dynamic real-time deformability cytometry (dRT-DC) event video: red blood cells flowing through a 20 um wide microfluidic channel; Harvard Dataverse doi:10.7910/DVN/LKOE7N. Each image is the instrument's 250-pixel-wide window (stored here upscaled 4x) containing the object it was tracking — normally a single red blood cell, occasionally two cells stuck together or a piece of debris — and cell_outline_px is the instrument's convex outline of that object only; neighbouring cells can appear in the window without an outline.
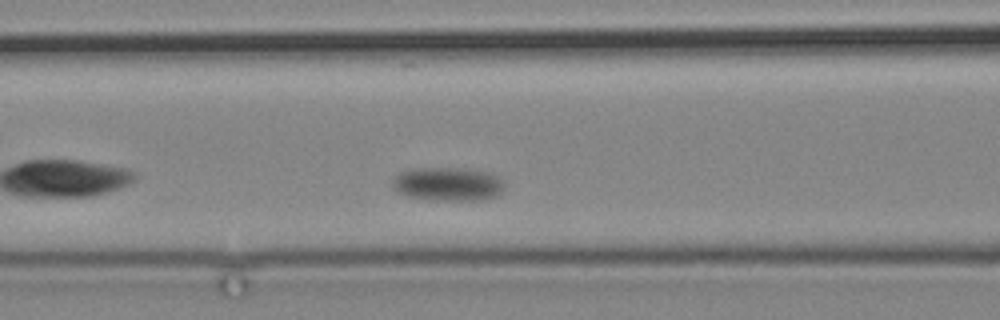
{"species": "common noctule bat (a hibernating species)", "species_latin": "Nyctalus noctula", "temperature_condition": "cold", "stored_images_in_passage": 5, "camera_frame_rate_fps": 3000, "um_per_image_px": 0.085, "animal": {"sex": "male", "body_mass_g": 19.2, "forearm_length_mm": 51.8}, "frame": {"image": 1, "passage_image": 3, "time_ms": 2.333, "image_size_px": [1000, 320], "cell_outline_px": [[504, 188], [496, 196], [480, 200], [428, 200], [404, 196], [396, 192], [392, 184], [392, 180], [400, 172], [420, 168], [460, 168], [492, 172], [500, 176], [504, 180]], "centroid_in_image_um": [38.09, 15.65], "position_along_channel_um": 128.5, "area_um2": 22.31}}
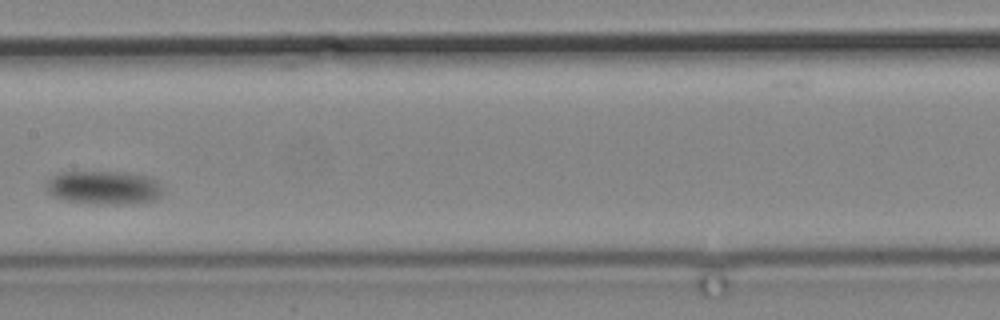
{"frame": {"image": 2, "passage_image": 5, "time_ms": 5.0, "image_size_px": [1000, 320], "cell_outline_px": [[160, 196], [152, 200], [128, 204], [96, 204], [64, 200], [52, 196], [44, 188], [44, 184], [52, 176], [64, 172], [120, 172], [144, 176], [160, 184]], "centroid_in_image_um": [8.72, 15.96], "position_along_channel_um": 198.7, "area_um2": 22.54}}